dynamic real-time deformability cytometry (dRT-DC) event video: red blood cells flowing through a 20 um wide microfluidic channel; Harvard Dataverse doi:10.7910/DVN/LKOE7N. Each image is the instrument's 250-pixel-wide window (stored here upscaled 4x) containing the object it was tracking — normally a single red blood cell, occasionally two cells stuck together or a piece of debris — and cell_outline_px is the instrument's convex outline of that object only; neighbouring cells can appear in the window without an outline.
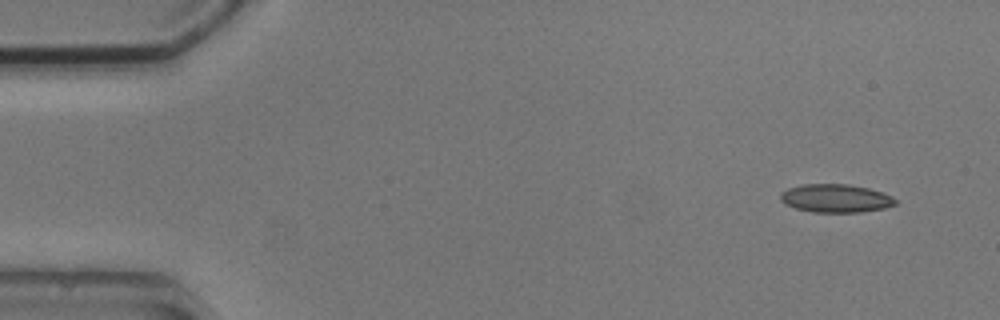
{"species": "common noctule bat (a hibernating species)", "species_latin": "Nyctalus noctula", "temperature_condition": "cold", "stored_images_in_passage": 7, "camera_frame_rate_fps": 3000, "um_per_image_px": 0.085, "animal": {"sex": "male", "body_mass_g": 20.5, "forearm_length_mm": 52.5}, "frame": {"image": 1, "passage_image": 1, "time_ms": 0.0, "image_size_px": [1000, 320], "cell_outline_px": [[896, 204], [884, 208], [860, 212], [812, 212], [796, 208], [784, 204], [780, 200], [780, 192], [788, 188], [800, 184], [848, 184], [868, 188], [892, 196], [896, 200]], "centroid_in_image_um": [70.99, 16.85], "position_along_channel_um": 14.0, "area_um2": 18.96}}
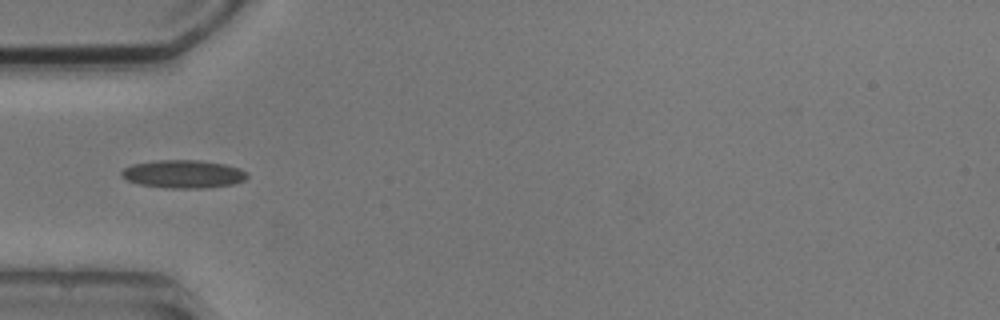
{"frame": {"image": 2, "passage_image": 4, "time_ms": 4.333, "image_size_px": [1000, 320], "cell_outline_px": [[248, 176], [244, 180], [232, 184], [204, 188], [168, 188], [140, 184], [128, 180], [120, 176], [120, 172], [124, 168], [132, 164], [156, 160], [200, 160], [224, 164], [240, 168], [248, 172]], "centroid_in_image_um": [15.58, 14.78], "position_along_channel_um": 69.4, "area_um2": 20.58}}